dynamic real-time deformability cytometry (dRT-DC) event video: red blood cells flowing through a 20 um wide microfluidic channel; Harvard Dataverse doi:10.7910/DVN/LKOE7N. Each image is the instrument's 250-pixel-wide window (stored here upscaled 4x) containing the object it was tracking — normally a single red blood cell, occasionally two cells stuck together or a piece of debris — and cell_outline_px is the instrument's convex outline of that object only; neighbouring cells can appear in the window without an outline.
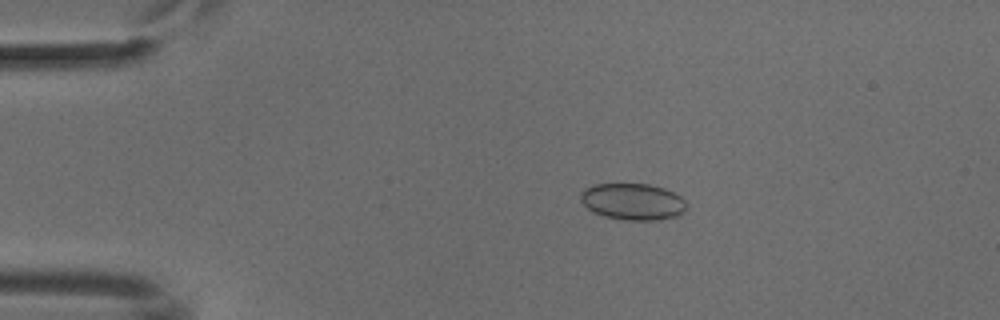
{"species": "common noctule bat (a hibernating species)", "species_latin": "Nyctalus noctula", "temperature_condition": "cold", "stored_images_in_passage": 48, "camera_frame_rate_fps": 3000, "um_per_image_px": 0.085, "animal": {"sex": "male", "body_mass_g": 18.8}, "frame": {"image": 1, "passage_image": 6, "time_ms": 1.667, "image_size_px": [1000, 320], "cell_outline_px": [[688, 208], [680, 216], [660, 220], [624, 220], [604, 216], [592, 212], [580, 200], [580, 192], [584, 188], [596, 184], [648, 184], [664, 188], [680, 196], [684, 200]], "centroid_in_image_um": [53.8, 17.15], "position_along_channel_um": 31.2, "area_um2": 22.83}}
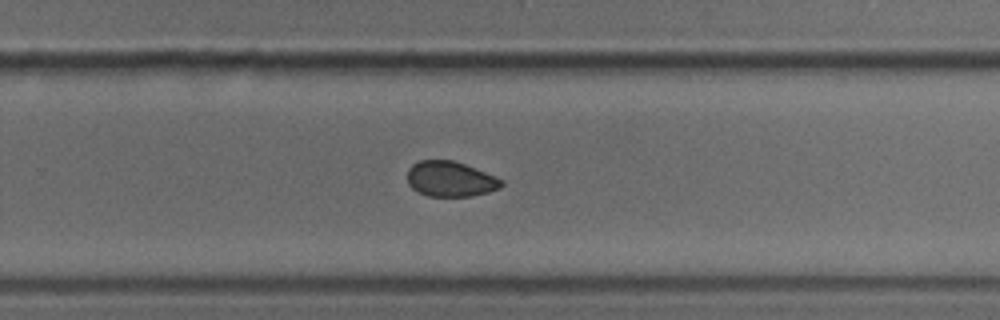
{"frame": {"image": 2, "passage_image": 30, "time_ms": 9.667, "image_size_px": [1000, 320], "cell_outline_px": [[504, 184], [500, 188], [488, 192], [472, 196], [428, 196], [412, 188], [408, 184], [408, 168], [412, 164], [420, 160], [452, 160], [476, 168], [496, 176], [504, 180]], "centroid_in_image_um": [38.31, 15.21], "position_along_channel_um": 291.5, "area_um2": 19.42}}
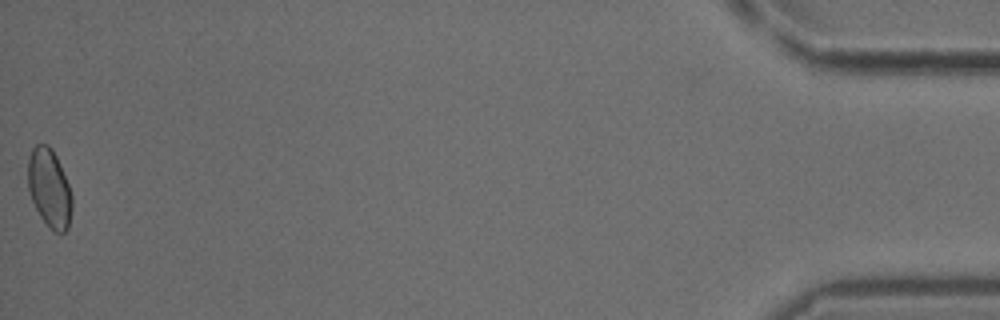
{"frame": {"image": 3, "passage_image": 48, "time_ms": 15.667, "image_size_px": [1000, 320], "cell_outline_px": [[72, 208], [68, 228], [64, 232], [52, 232], [48, 228], [40, 216], [32, 200], [28, 188], [28, 156], [32, 148], [36, 144], [48, 144], [52, 148], [56, 156], [68, 184], [72, 196]], "centroid_in_image_um": [4.19, 16.0], "position_along_channel_um": 431.0, "area_um2": 20.23}}